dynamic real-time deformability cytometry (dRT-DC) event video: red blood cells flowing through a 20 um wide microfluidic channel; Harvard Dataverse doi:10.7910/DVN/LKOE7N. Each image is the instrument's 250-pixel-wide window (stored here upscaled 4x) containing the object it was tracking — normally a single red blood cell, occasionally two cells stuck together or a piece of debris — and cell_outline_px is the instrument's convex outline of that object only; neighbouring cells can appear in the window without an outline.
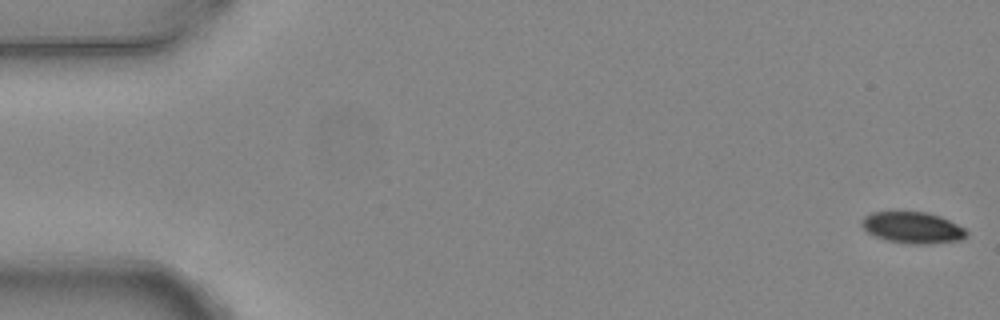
{"species": "common noctule bat (a hibernating species)", "species_latin": "Nyctalus noctula", "temperature_condition": "warm", "stored_images_in_passage": 6, "segment_of_instrument_passage": [1, 2], "camera_frame_rate_fps": 3000, "um_per_image_px": 0.085, "animal": {"sex": "female", "body_mass_g": 24.6, "forearm_length_mm": 56.2}, "frame": {"image": 1, "passage_image": 1, "time_ms": 0.0, "image_size_px": [1000, 320], "cell_outline_px": [[968, 236], [960, 240], [924, 244], [916, 244], [888, 240], [876, 236], [868, 232], [860, 224], [860, 220], [864, 216], [872, 212], [928, 212], [940, 216], [964, 228], [968, 232]], "centroid_in_image_um": [77.57, 19.33], "position_along_channel_um": 7.4, "area_um2": 18.96}}